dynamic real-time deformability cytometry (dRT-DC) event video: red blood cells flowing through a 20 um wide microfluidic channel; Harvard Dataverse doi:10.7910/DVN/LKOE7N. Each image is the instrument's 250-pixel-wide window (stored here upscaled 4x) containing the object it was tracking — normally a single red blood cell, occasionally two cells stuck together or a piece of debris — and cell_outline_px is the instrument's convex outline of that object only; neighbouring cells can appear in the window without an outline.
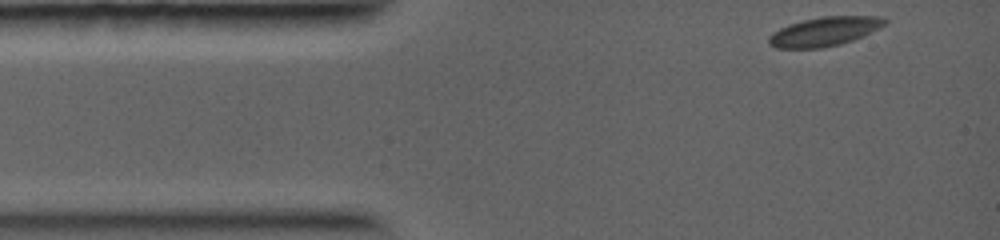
{"species": "common noctule bat (a hibernating species)", "species_latin": "Nyctalus noctula", "temperature_condition": "warm", "stored_images_in_passage": 29, "camera_frame_rate_fps": 5000, "um_per_image_px": 0.085, "animal": {"sex": "female", "body_mass_g": 19.0, "forearm_length_mm": 56.7}, "frame": {"image": 1, "passage_image": 1, "time_ms": 0.0, "image_size_px": [1000, 240], "cell_outline_px": [[888, 20], [880, 28], [852, 40], [840, 44], [820, 48], [776, 48], [768, 44], [768, 36], [772, 32], [788, 24], [804, 20], [824, 16], [880, 16]], "centroid_in_image_um": [70.05, 2.68], "position_along_channel_um": 15.0, "area_um2": 19.59}}
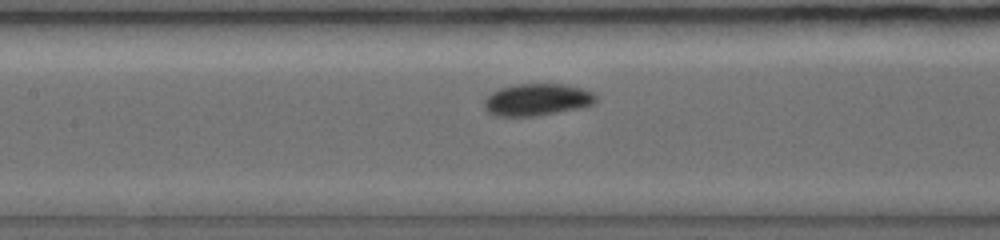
{"frame": {"image": 2, "passage_image": 12, "time_ms": 4.2, "image_size_px": [1000, 240], "cell_outline_px": [[596, 100], [592, 104], [580, 108], [536, 116], [496, 116], [488, 112], [484, 108], [484, 100], [492, 92], [500, 88], [516, 84], [564, 84], [580, 88], [592, 92], [596, 96]], "centroid_in_image_um": [45.62, 8.48], "position_along_channel_um": 161.8, "area_um2": 20.75}}
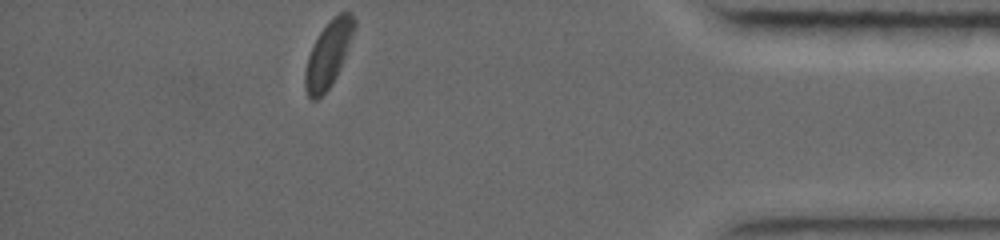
{"frame": {"image": 3, "passage_image": 29, "time_ms": 10.2, "image_size_px": [1000, 240], "cell_outline_px": [[356, 28], [340, 68], [332, 84], [316, 100], [312, 100], [308, 96], [304, 88], [304, 72], [308, 56], [320, 32], [332, 16], [340, 12], [352, 12], [356, 20]], "centroid_in_image_um": [27.92, 4.58], "position_along_channel_um": 407.3, "area_um2": 18.9}}